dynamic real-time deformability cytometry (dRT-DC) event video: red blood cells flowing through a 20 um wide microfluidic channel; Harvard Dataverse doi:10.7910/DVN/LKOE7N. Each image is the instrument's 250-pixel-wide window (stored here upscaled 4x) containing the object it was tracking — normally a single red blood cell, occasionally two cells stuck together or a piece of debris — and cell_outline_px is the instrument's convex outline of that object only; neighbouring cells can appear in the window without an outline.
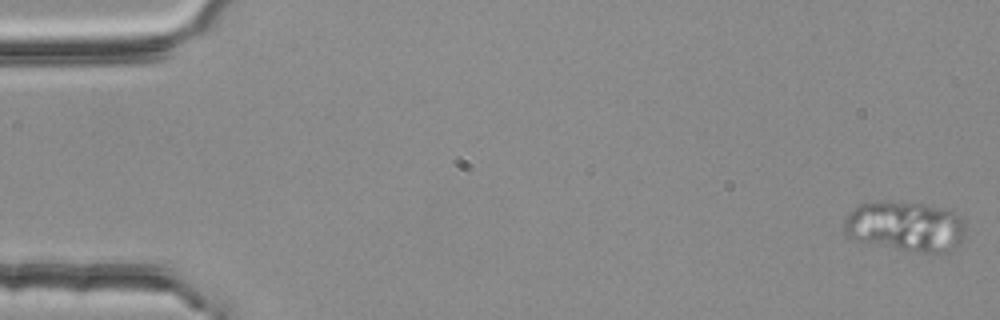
{"species": "common noctule bat (a hibernating species)", "species_latin": "Nyctalus noctula", "temperature_condition": "room temperature", "stored_images_in_passage": 22, "camera_frame_rate_fps": 3000, "um_per_image_px": 0.085, "animal": {"sex": "female", "body_mass_g": 25.1}, "frame": {"image": 1, "passage_image": 1, "time_ms": 0.0, "image_size_px": [1000, 320], "cell_outline_px": [[964, 236], [948, 252], [916, 252], [852, 240], [844, 232], [844, 220], [860, 204], [880, 200], [888, 200], [920, 204], [944, 208], [956, 212], [964, 220]], "centroid_in_image_um": [76.95, 19.23], "position_along_channel_um": 8.0, "area_um2": 35.49}}
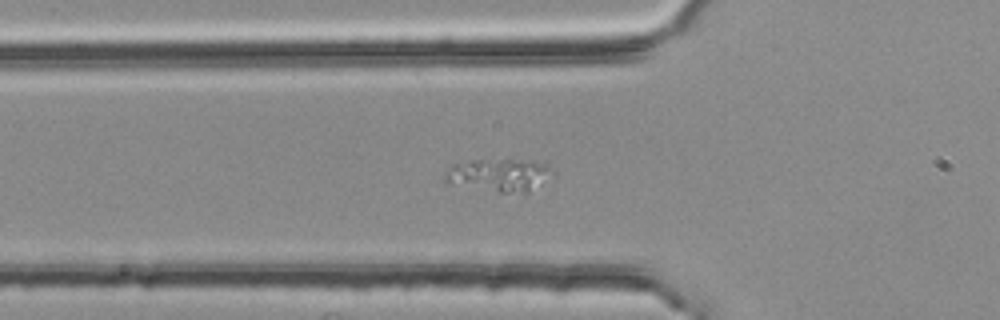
{"frame": {"image": 2, "passage_image": 19, "time_ms": 6.0, "image_size_px": [1000, 320], "cell_outline_px": [[548, 168], [540, 184], [528, 192], [500, 192], [448, 184], [444, 180], [444, 176], [452, 164], [472, 160], [532, 160], [548, 164]], "centroid_in_image_um": [42.29, 14.87], "position_along_channel_um": 83.5, "area_um2": 19.88}}
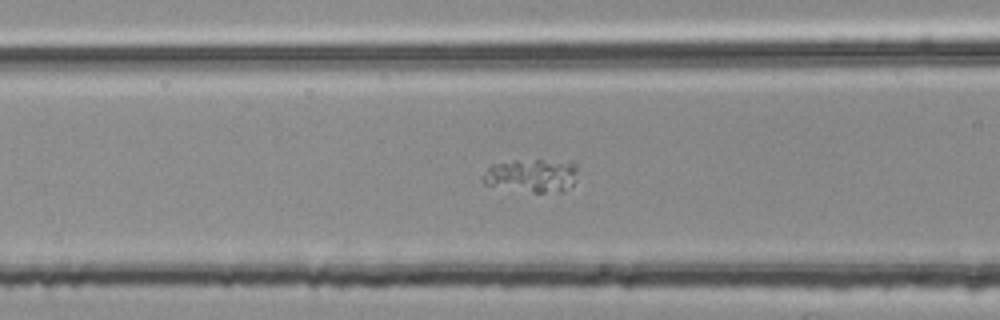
{"frame": {"image": 3, "passage_image": 22, "time_ms": 7.0, "image_size_px": [1000, 320], "cell_outline_px": [[576, 180], [564, 192], [532, 192], [484, 184], [484, 176], [488, 168], [492, 164], [516, 160], [572, 160], [576, 164]], "centroid_in_image_um": [45.28, 14.9], "position_along_channel_um": 121.3, "area_um2": 18.44}}